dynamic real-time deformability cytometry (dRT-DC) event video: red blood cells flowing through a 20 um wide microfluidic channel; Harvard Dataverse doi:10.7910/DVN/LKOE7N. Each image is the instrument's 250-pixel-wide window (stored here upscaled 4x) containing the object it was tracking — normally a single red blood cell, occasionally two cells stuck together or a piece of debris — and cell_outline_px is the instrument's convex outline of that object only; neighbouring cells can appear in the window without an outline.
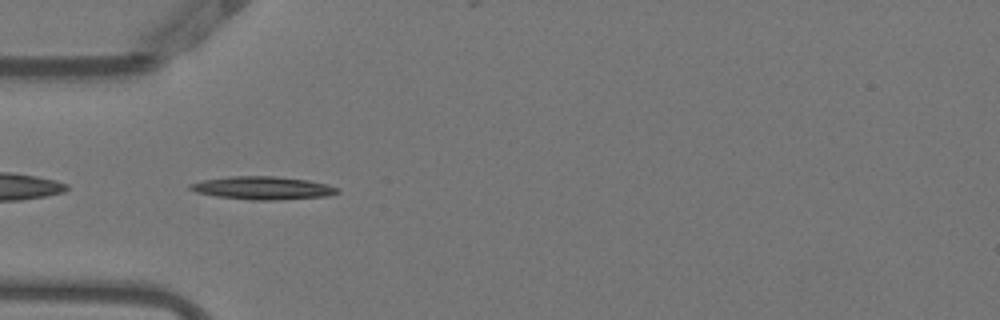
{"species": "Egyptian fruit bat (a non-hibernating species)", "species_latin": "Rousettus aegyptiacus", "temperature_condition": "warm", "stored_images_in_passage": 38, "camera_frame_rate_fps": 3000, "um_per_image_px": 0.085, "animal": {"sex": "female"}, "frame": {"image": 1, "passage_image": 2, "time_ms": 0.333, "image_size_px": [1000, 320], "cell_outline_px": [[340, 192], [328, 196], [272, 200], [252, 200], [216, 196], [196, 192], [188, 188], [188, 184], [204, 180], [228, 176], [276, 176], [308, 180], [328, 184], [340, 188]], "centroid_in_image_um": [22.35, 15.97], "position_along_channel_um": 62.6, "area_um2": 19.83}}
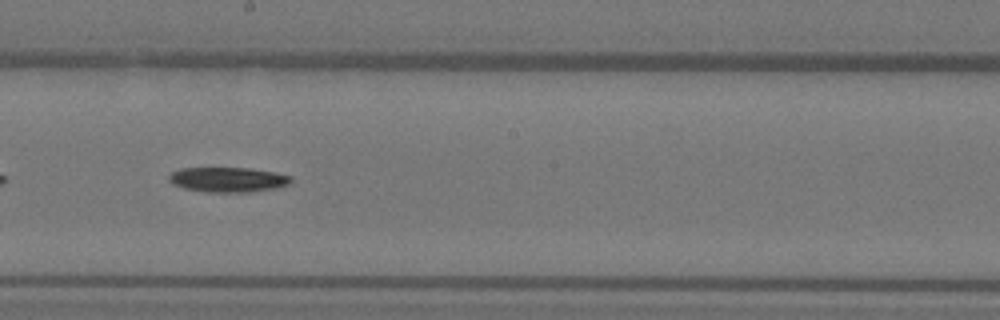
{"frame": {"image": 2, "passage_image": 15, "time_ms": 4.667, "image_size_px": [1000, 320], "cell_outline_px": [[292, 180], [288, 184], [276, 188], [248, 192], [208, 192], [184, 188], [172, 184], [168, 180], [168, 176], [172, 172], [180, 168], [248, 168], [276, 172], [292, 176]], "centroid_in_image_um": [19.37, 15.26], "position_along_channel_um": 228.8, "area_um2": 17.74}}
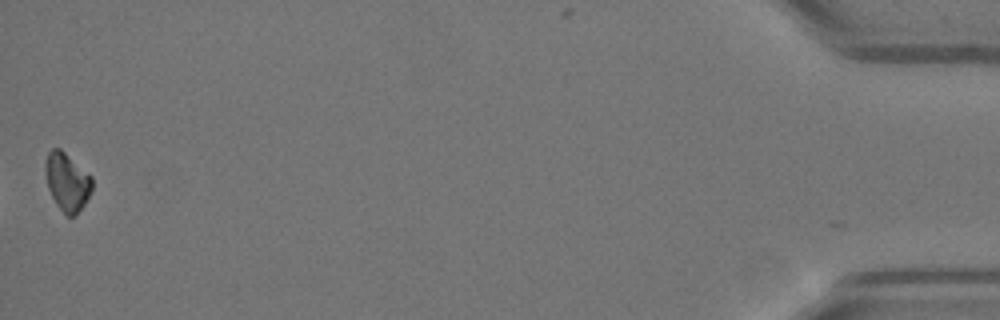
{"frame": {"image": 3, "passage_image": 38, "time_ms": 12.333, "image_size_px": [1000, 320], "cell_outline_px": [[92, 188], [84, 204], [76, 216], [68, 216], [56, 204], [48, 188], [44, 172], [44, 164], [48, 152], [52, 148], [60, 148], [92, 176]], "centroid_in_image_um": [5.68, 15.43], "position_along_channel_um": 429.5, "area_um2": 15.78}, "authors_computed_cell_mechanics": {"area_um2": 17.4845, "velocity_mm_per_s": 3.8521, "shape_relaxation_time_tau1_ms": 4.748, "shape_relaxation_time_tau2_ms": null, "deformation_change_tau1": 0.1612, "deformation_change_tau2": null}}